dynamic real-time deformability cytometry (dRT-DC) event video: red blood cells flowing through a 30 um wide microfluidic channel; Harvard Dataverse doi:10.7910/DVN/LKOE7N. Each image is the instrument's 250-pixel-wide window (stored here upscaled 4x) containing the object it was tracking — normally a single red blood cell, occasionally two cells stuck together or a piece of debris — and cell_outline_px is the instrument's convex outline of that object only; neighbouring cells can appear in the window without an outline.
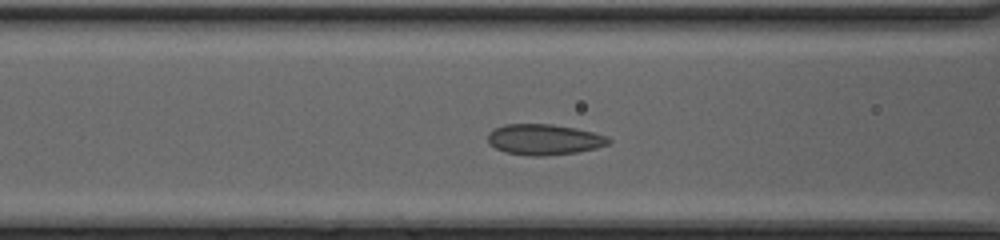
{"species": "common noctule bat (a hibernating species)", "species_latin": "Nyctalus noctula", "temperature_condition": "cold", "stored_images_in_passage": 9, "camera_frame_rate_fps": 3000, "um_per_image_px": 0.085, "animal": {"sex": "female", "body_mass_g": 20.0, "forearm_length_mm": 54.0}, "frame": {"image": 1, "passage_image": 7, "time_ms": 2.0, "image_size_px": [1000, 240], "cell_outline_px": [[612, 140], [608, 144], [596, 148], [576, 152], [544, 156], [532, 156], [504, 152], [488, 144], [488, 132], [504, 124], [552, 124], [576, 128], [608, 136]], "centroid_in_image_um": [46.24, 11.86], "position_along_channel_um": 120.4, "area_um2": 21.68}}